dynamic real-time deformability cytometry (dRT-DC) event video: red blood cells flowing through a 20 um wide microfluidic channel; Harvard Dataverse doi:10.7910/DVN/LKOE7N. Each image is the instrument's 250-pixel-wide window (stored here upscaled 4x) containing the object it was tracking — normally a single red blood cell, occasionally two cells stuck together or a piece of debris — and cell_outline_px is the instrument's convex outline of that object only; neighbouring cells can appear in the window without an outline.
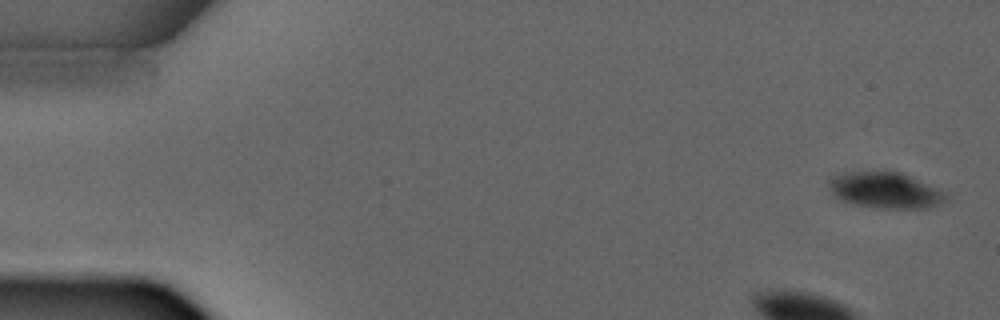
{"species": "common noctule bat (a hibernating species)", "species_latin": "Nyctalus noctula", "temperature_condition": "warm", "stored_images_in_passage": 2, "segment_of_instrument_passage": [2, 2], "camera_frame_rate_fps": 3000, "um_per_image_px": 0.085, "animal": {"sex": "male", "forearm_length_mm": 52.5}, "frame": {"image": 1, "passage_image": 2, "time_ms": 1.333, "image_size_px": [1000, 320], "cell_outline_px": [[948, 200], [940, 204], [928, 208], [876, 208], [852, 204], [840, 200], [828, 188], [828, 176], [836, 172], [872, 168], [884, 168], [900, 172], [940, 188], [948, 196]], "centroid_in_image_um": [75.17, 16.1], "position_along_channel_um": 9.8, "area_um2": 26.13}}